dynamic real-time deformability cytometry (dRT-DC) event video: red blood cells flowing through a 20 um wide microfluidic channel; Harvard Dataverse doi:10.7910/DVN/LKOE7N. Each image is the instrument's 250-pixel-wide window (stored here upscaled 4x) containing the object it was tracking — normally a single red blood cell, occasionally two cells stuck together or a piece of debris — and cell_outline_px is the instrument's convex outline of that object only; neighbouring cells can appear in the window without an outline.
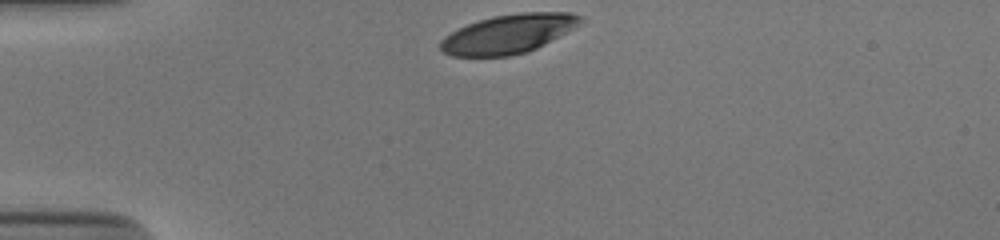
{"species": "human", "species_latin": "Homo sapiens", "temperature_condition": "cold", "stored_images_in_passage": 31, "camera_frame_rate_fps": 3000, "um_per_image_px": 0.085, "donor": {"sex": "male"}, "frame": {"image": 1, "passage_image": 1, "time_ms": 0.0, "image_size_px": [1000, 240], "cell_outline_px": [[588, 20], [576, 28], [528, 52], [512, 56], [452, 56], [444, 52], [440, 48], [440, 40], [444, 36], [468, 24], [492, 16], [520, 12], [568, 12], [584, 16]], "centroid_in_image_um": [43.3, 2.87], "position_along_channel_um": 41.7, "area_um2": 32.14}}
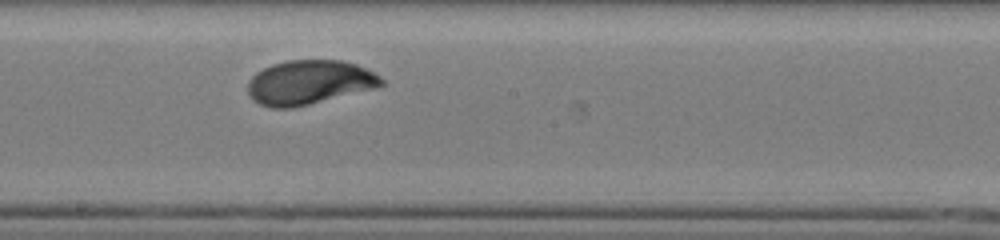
{"frame": {"image": 2, "passage_image": 18, "time_ms": 5.667, "image_size_px": [1000, 240], "cell_outline_px": [[384, 84], [372, 88], [292, 108], [272, 108], [260, 104], [252, 100], [248, 96], [248, 80], [256, 72], [272, 64], [288, 60], [340, 60], [356, 64], [380, 76], [384, 80]], "centroid_in_image_um": [26.22, 6.99], "position_along_channel_um": 222.0, "area_um2": 34.1}}
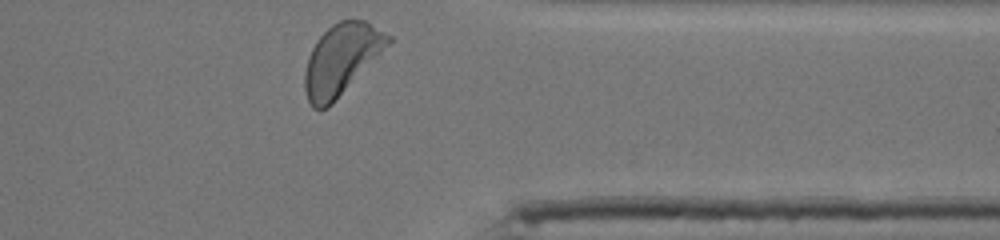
{"frame": {"image": 3, "passage_image": 31, "time_ms": 10.0, "image_size_px": [1000, 240], "cell_outline_px": [[392, 40], [332, 104], [328, 108], [312, 108], [308, 100], [304, 88], [304, 72], [308, 56], [316, 40], [332, 24], [340, 20], [364, 20], [392, 36]], "centroid_in_image_um": [28.97, 5.04], "position_along_channel_um": 382.4, "area_um2": 33.76}, "authors_computed_cell_mechanics": {"area_um2": 34.1598, "velocity_mm_per_s": 3.8352, "shape_relaxation_time_tau1_ms": 3.0043, "shape_relaxation_time_tau2_ms": null, "deformation_change_tau1": 0.1613, "deformation_change_tau2": null}}